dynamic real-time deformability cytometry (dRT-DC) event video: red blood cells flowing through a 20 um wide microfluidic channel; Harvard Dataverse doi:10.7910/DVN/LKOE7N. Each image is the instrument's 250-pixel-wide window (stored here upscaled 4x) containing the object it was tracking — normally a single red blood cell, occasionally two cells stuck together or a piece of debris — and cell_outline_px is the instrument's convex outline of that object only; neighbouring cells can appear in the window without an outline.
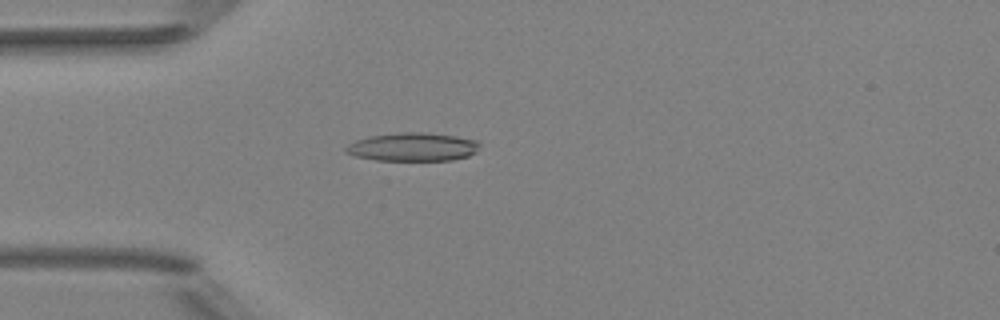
{"species": "Egyptian fruit bat (a non-hibernating species)", "species_latin": "Rousettus aegyptiacus", "temperature_condition": "room temperature", "stored_images_in_passage": 51, "camera_frame_rate_fps": 3000, "um_per_image_px": 0.085, "animal": {"sex": "female"}, "frame": {"image": 1, "passage_image": 15, "time_ms": 4.667, "image_size_px": [1000, 320], "cell_outline_px": [[480, 144], [476, 152], [468, 156], [452, 160], [376, 160], [356, 156], [344, 152], [344, 148], [348, 144], [356, 140], [372, 136], [400, 132], [420, 132], [456, 136], [476, 140]], "centroid_in_image_um": [35.08, 12.49], "position_along_channel_um": 49.9, "area_um2": 22.02}}
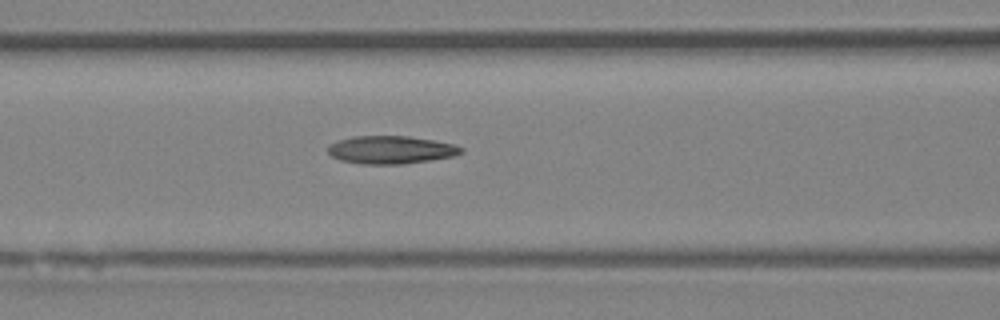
{"frame": {"image": 2, "passage_image": 22, "time_ms": 7.0, "image_size_px": [1000, 320], "cell_outline_px": [[464, 152], [452, 156], [404, 164], [364, 164], [340, 160], [332, 156], [328, 152], [328, 148], [332, 144], [340, 140], [352, 136], [408, 136], [432, 140], [452, 144], [464, 148]], "centroid_in_image_um": [33.23, 12.73], "position_along_channel_um": 133.4, "area_um2": 21.39}}
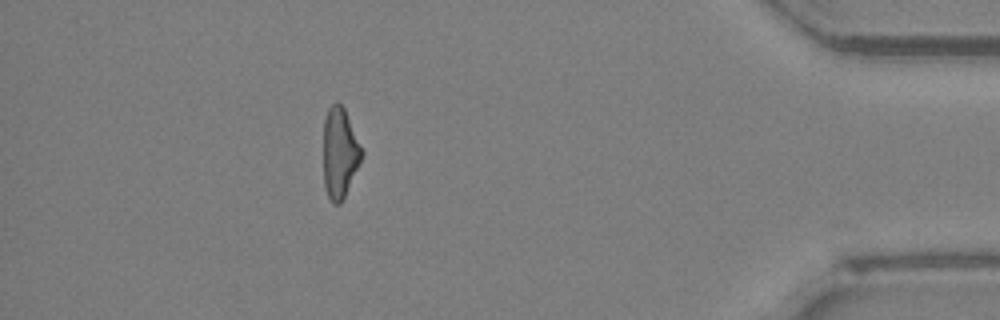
{"frame": {"image": 3, "passage_image": 46, "time_ms": 15.0, "image_size_px": [1000, 320], "cell_outline_px": [[364, 156], [340, 204], [332, 204], [324, 188], [324, 120], [328, 108], [336, 100], [344, 108], [364, 152]], "centroid_in_image_um": [28.88, 13.0], "position_along_channel_um": 406.3, "area_um2": 20.23}, "authors_computed_cell_mechanics": {"area_um2": 21.2126, "velocity_mm_per_s": 4.062, "shape_relaxation_time_tau1_ms": null, "shape_relaxation_time_tau2_ms": 4.5942, "deformation_change_tau1": null, "deformation_change_tau2": 0.1702}}